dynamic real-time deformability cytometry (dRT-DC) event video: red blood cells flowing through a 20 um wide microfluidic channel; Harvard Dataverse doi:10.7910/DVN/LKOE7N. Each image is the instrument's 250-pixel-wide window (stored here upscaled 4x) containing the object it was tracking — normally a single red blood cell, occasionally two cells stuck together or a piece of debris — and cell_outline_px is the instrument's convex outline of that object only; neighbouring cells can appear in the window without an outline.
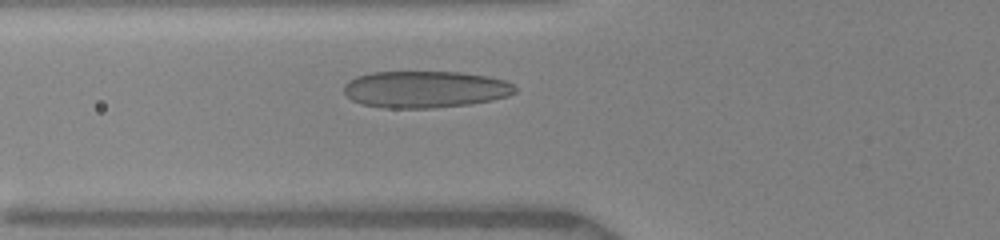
{"species": "human", "species_latin": "Homo sapiens", "temperature_condition": "warm", "stored_images_in_passage": 29, "camera_frame_rate_fps": 3000, "um_per_image_px": 0.085, "donor": {"sex": "female"}, "frame": {"image": 1, "passage_image": 8, "time_ms": 3.333, "image_size_px": [1000, 240], "cell_outline_px": [[516, 92], [508, 96], [492, 100], [468, 104], [432, 108], [384, 108], [360, 104], [352, 100], [344, 92], [344, 84], [348, 80], [356, 76], [372, 72], [460, 72], [484, 76], [504, 80], [512, 84], [516, 88]], "centroid_in_image_um": [36.1, 7.6], "position_along_channel_um": 89.7, "area_um2": 36.76}}
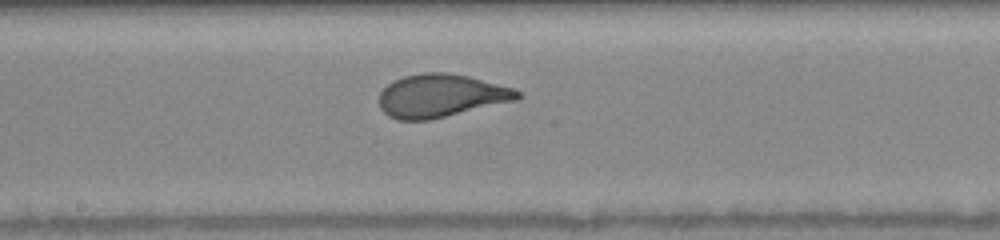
{"frame": {"image": 2, "passage_image": 14, "time_ms": 6.333, "image_size_px": [1000, 240], "cell_outline_px": [[524, 96], [520, 100], [428, 120], [396, 120], [388, 116], [380, 108], [380, 92], [388, 84], [404, 76], [424, 72], [448, 72], [468, 76], [512, 88], [520, 92]], "centroid_in_image_um": [37.51, 8.14], "position_along_channel_um": 210.7, "area_um2": 34.8}}
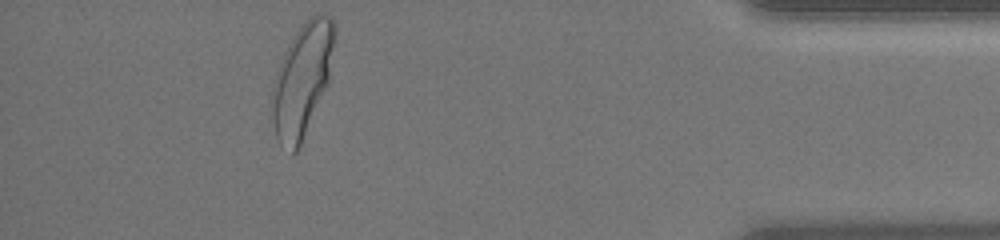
{"frame": {"image": 3, "passage_image": 26, "time_ms": 12.333, "image_size_px": [1000, 240], "cell_outline_px": [[336, 32], [328, 84], [300, 144], [296, 152], [292, 156], [280, 144], [276, 136], [272, 116], [272, 84], [288, 44], [292, 36], [308, 16], [316, 12], [320, 12], [332, 16], [336, 28]], "centroid_in_image_um": [25.7, 6.72], "position_along_channel_um": 409.5, "area_um2": 41.27}, "authors_computed_cell_mechanics": {"area_um2": 34.7956, "velocity_mm_per_s": 4.0141, "shape_relaxation_time_tau1_ms": 3.0953, "shape_relaxation_time_tau2_ms": null, "deformation_change_tau1": 0.1637, "deformation_change_tau2": null}}